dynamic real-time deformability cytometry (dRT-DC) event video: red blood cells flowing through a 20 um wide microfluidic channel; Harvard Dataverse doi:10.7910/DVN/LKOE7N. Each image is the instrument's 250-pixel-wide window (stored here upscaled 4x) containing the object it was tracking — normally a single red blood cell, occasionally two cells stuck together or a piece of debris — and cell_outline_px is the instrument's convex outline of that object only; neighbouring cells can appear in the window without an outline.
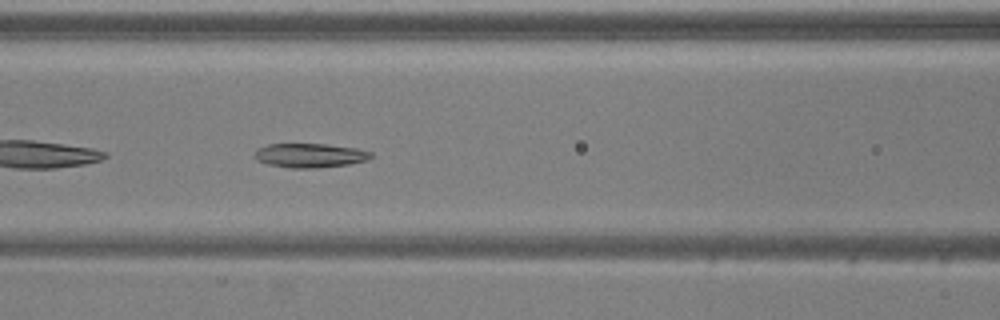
{"species": "common noctule bat (a hibernating species)", "species_latin": "Nyctalus noctula", "temperature_condition": "warm", "stored_images_in_passage": 37, "camera_frame_rate_fps": 3000, "um_per_image_px": 0.085, "animal": {"sex": "male", "body_mass_g": 20.5, "forearm_length_mm": 52.5}, "frame": {"image": 1, "passage_image": 7, "time_ms": 2.0, "image_size_px": [1000, 320], "cell_outline_px": [[372, 156], [368, 160], [348, 164], [316, 168], [292, 168], [268, 164], [256, 160], [252, 156], [256, 148], [268, 144], [328, 144], [356, 148], [372, 152]], "centroid_in_image_um": [26.3, 13.2], "position_along_channel_um": 140.3, "area_um2": 16.53}}
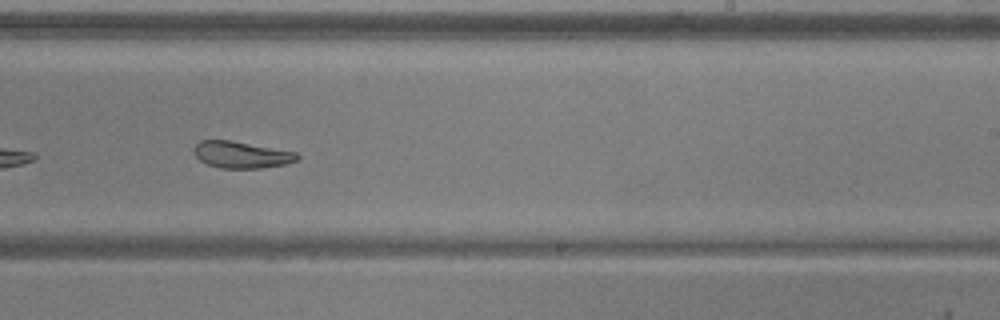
{"frame": {"image": 2, "passage_image": 17, "time_ms": 5.333, "image_size_px": [1000, 320], "cell_outline_px": [[300, 160], [284, 164], [260, 168], [220, 168], [208, 164], [200, 160], [192, 152], [192, 148], [200, 140], [232, 140], [296, 152], [300, 156]], "centroid_in_image_um": [20.51, 13.14], "position_along_channel_um": 268.5, "area_um2": 16.18}}
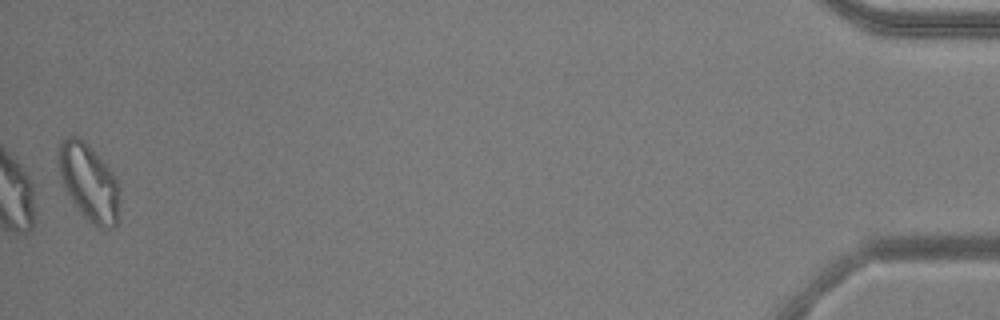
{"frame": {"image": 3, "passage_image": 37, "time_ms": 12.0, "image_size_px": [1000, 320], "cell_outline_px": [[120, 192], [116, 224], [112, 228], [100, 228], [92, 224], [76, 208], [64, 188], [60, 180], [56, 156], [60, 144], [68, 136], [76, 136], [84, 140], [100, 156], [116, 176], [120, 188]], "centroid_in_image_um": [7.54, 15.48], "position_along_channel_um": 427.7, "area_um2": 27.86}, "authors_computed_cell_mechanics": {"area_um2": 17.1666, "velocity_mm_per_s": 3.8645, "shape_relaxation_time_tau1_ms": 5.7962, "shape_relaxation_time_tau2_ms": 1.6122, "deformation_change_tau1": 0.1631, "deformation_change_tau2": 0.0861}}